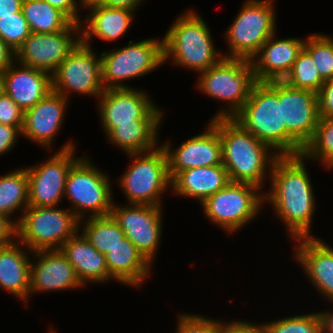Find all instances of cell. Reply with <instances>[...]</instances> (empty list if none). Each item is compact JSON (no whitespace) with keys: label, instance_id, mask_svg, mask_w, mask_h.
Wrapping results in <instances>:
<instances>
[{"label":"cell","instance_id":"6da1fadb","mask_svg":"<svg viewBox=\"0 0 333 333\" xmlns=\"http://www.w3.org/2000/svg\"><path fill=\"white\" fill-rule=\"evenodd\" d=\"M304 159L302 154L278 156L270 172L271 188L264 193L293 241L315 237L310 229L316 198Z\"/></svg>","mask_w":333,"mask_h":333},{"label":"cell","instance_id":"7a4b0ae2","mask_svg":"<svg viewBox=\"0 0 333 333\" xmlns=\"http://www.w3.org/2000/svg\"><path fill=\"white\" fill-rule=\"evenodd\" d=\"M208 122L219 132L222 165L230 181L252 184L261 189L266 177L270 178L272 165L279 155L233 118L211 119Z\"/></svg>","mask_w":333,"mask_h":333},{"label":"cell","instance_id":"3957f363","mask_svg":"<svg viewBox=\"0 0 333 333\" xmlns=\"http://www.w3.org/2000/svg\"><path fill=\"white\" fill-rule=\"evenodd\" d=\"M209 29L192 9L179 15L163 37L164 64L171 59L198 73L217 64L223 54L215 49Z\"/></svg>","mask_w":333,"mask_h":333},{"label":"cell","instance_id":"277c9868","mask_svg":"<svg viewBox=\"0 0 333 333\" xmlns=\"http://www.w3.org/2000/svg\"><path fill=\"white\" fill-rule=\"evenodd\" d=\"M233 119L279 156L286 155V124L279 101V81L256 82Z\"/></svg>","mask_w":333,"mask_h":333},{"label":"cell","instance_id":"5b68a950","mask_svg":"<svg viewBox=\"0 0 333 333\" xmlns=\"http://www.w3.org/2000/svg\"><path fill=\"white\" fill-rule=\"evenodd\" d=\"M198 74L197 86L202 93L227 102V108H220L212 119L233 118L248 100L256 83L251 61L244 58L223 57L217 64Z\"/></svg>","mask_w":333,"mask_h":333},{"label":"cell","instance_id":"8992f818","mask_svg":"<svg viewBox=\"0 0 333 333\" xmlns=\"http://www.w3.org/2000/svg\"><path fill=\"white\" fill-rule=\"evenodd\" d=\"M58 206L28 208L16 219V239L32 252L60 249L79 230V220ZM70 210V211H68Z\"/></svg>","mask_w":333,"mask_h":333},{"label":"cell","instance_id":"52a82bcc","mask_svg":"<svg viewBox=\"0 0 333 333\" xmlns=\"http://www.w3.org/2000/svg\"><path fill=\"white\" fill-rule=\"evenodd\" d=\"M127 155L131 164L117 180L128 203L161 206V195L171 188L164 148L158 145L150 151Z\"/></svg>","mask_w":333,"mask_h":333},{"label":"cell","instance_id":"ba28073f","mask_svg":"<svg viewBox=\"0 0 333 333\" xmlns=\"http://www.w3.org/2000/svg\"><path fill=\"white\" fill-rule=\"evenodd\" d=\"M105 172L92 165L87 156L80 159L70 168L64 197L72 204L70 210L80 221L86 213L88 217L108 216L113 205L111 181Z\"/></svg>","mask_w":333,"mask_h":333},{"label":"cell","instance_id":"9c48e42d","mask_svg":"<svg viewBox=\"0 0 333 333\" xmlns=\"http://www.w3.org/2000/svg\"><path fill=\"white\" fill-rule=\"evenodd\" d=\"M161 40H130L126 47L102 52L100 56L104 89L134 88L124 84V81L147 75L161 67L164 63L163 38Z\"/></svg>","mask_w":333,"mask_h":333},{"label":"cell","instance_id":"30bf717a","mask_svg":"<svg viewBox=\"0 0 333 333\" xmlns=\"http://www.w3.org/2000/svg\"><path fill=\"white\" fill-rule=\"evenodd\" d=\"M273 0H247L225 31L229 46L226 58L251 60L260 47L276 34V11Z\"/></svg>","mask_w":333,"mask_h":333},{"label":"cell","instance_id":"8fae6325","mask_svg":"<svg viewBox=\"0 0 333 333\" xmlns=\"http://www.w3.org/2000/svg\"><path fill=\"white\" fill-rule=\"evenodd\" d=\"M261 191L255 185L231 181L207 198L201 206L210 222L233 233L257 217L265 203L264 192Z\"/></svg>","mask_w":333,"mask_h":333},{"label":"cell","instance_id":"7c38bea8","mask_svg":"<svg viewBox=\"0 0 333 333\" xmlns=\"http://www.w3.org/2000/svg\"><path fill=\"white\" fill-rule=\"evenodd\" d=\"M279 101L286 124V155H299L318 124V95L279 81Z\"/></svg>","mask_w":333,"mask_h":333},{"label":"cell","instance_id":"4fadbf2b","mask_svg":"<svg viewBox=\"0 0 333 333\" xmlns=\"http://www.w3.org/2000/svg\"><path fill=\"white\" fill-rule=\"evenodd\" d=\"M104 90L101 56L80 41L52 74V91L66 99L69 92L98 99Z\"/></svg>","mask_w":333,"mask_h":333},{"label":"cell","instance_id":"5bb4252c","mask_svg":"<svg viewBox=\"0 0 333 333\" xmlns=\"http://www.w3.org/2000/svg\"><path fill=\"white\" fill-rule=\"evenodd\" d=\"M75 149V144L70 140L41 165L26 167L29 206H59L64 197L68 172L80 159L74 155Z\"/></svg>","mask_w":333,"mask_h":333},{"label":"cell","instance_id":"9a60e30c","mask_svg":"<svg viewBox=\"0 0 333 333\" xmlns=\"http://www.w3.org/2000/svg\"><path fill=\"white\" fill-rule=\"evenodd\" d=\"M80 41V24L73 22L61 32H31L15 51L16 62L52 75Z\"/></svg>","mask_w":333,"mask_h":333},{"label":"cell","instance_id":"2e32d148","mask_svg":"<svg viewBox=\"0 0 333 333\" xmlns=\"http://www.w3.org/2000/svg\"><path fill=\"white\" fill-rule=\"evenodd\" d=\"M124 206V207H123ZM162 206L146 204L112 205L110 215L128 238L152 264L162 237Z\"/></svg>","mask_w":333,"mask_h":333},{"label":"cell","instance_id":"e0dca14e","mask_svg":"<svg viewBox=\"0 0 333 333\" xmlns=\"http://www.w3.org/2000/svg\"><path fill=\"white\" fill-rule=\"evenodd\" d=\"M100 120L107 134L119 124L136 120H163V111L143 90L137 88L105 89L97 99Z\"/></svg>","mask_w":333,"mask_h":333},{"label":"cell","instance_id":"ac0fdd59","mask_svg":"<svg viewBox=\"0 0 333 333\" xmlns=\"http://www.w3.org/2000/svg\"><path fill=\"white\" fill-rule=\"evenodd\" d=\"M205 129L206 132L185 140L176 149L172 150L169 140L161 144L166 152L170 179L187 169L222 164L219 132L210 122Z\"/></svg>","mask_w":333,"mask_h":333},{"label":"cell","instance_id":"d6986e66","mask_svg":"<svg viewBox=\"0 0 333 333\" xmlns=\"http://www.w3.org/2000/svg\"><path fill=\"white\" fill-rule=\"evenodd\" d=\"M37 262L30 263L29 293L50 292L84 287L60 249L32 252Z\"/></svg>","mask_w":333,"mask_h":333},{"label":"cell","instance_id":"ffe728a7","mask_svg":"<svg viewBox=\"0 0 333 333\" xmlns=\"http://www.w3.org/2000/svg\"><path fill=\"white\" fill-rule=\"evenodd\" d=\"M305 41L297 37L279 40L272 35L250 60L256 82L283 81L304 49Z\"/></svg>","mask_w":333,"mask_h":333},{"label":"cell","instance_id":"44dd1931","mask_svg":"<svg viewBox=\"0 0 333 333\" xmlns=\"http://www.w3.org/2000/svg\"><path fill=\"white\" fill-rule=\"evenodd\" d=\"M68 99L51 91L45 98L24 112L22 135L37 145L52 150V143L62 127Z\"/></svg>","mask_w":333,"mask_h":333},{"label":"cell","instance_id":"7402d4cb","mask_svg":"<svg viewBox=\"0 0 333 333\" xmlns=\"http://www.w3.org/2000/svg\"><path fill=\"white\" fill-rule=\"evenodd\" d=\"M295 259L308 281L322 296L333 302V248L323 239L310 237L295 239ZM310 279V280H309Z\"/></svg>","mask_w":333,"mask_h":333},{"label":"cell","instance_id":"603a6c76","mask_svg":"<svg viewBox=\"0 0 333 333\" xmlns=\"http://www.w3.org/2000/svg\"><path fill=\"white\" fill-rule=\"evenodd\" d=\"M15 64L4 71V92L26 112L52 91V75Z\"/></svg>","mask_w":333,"mask_h":333},{"label":"cell","instance_id":"cb8c5ba5","mask_svg":"<svg viewBox=\"0 0 333 333\" xmlns=\"http://www.w3.org/2000/svg\"><path fill=\"white\" fill-rule=\"evenodd\" d=\"M61 252L73 266L83 286L88 282L102 283L111 278L106 265L105 255L94 248L79 230L69 237L61 246Z\"/></svg>","mask_w":333,"mask_h":333},{"label":"cell","instance_id":"d4e9b609","mask_svg":"<svg viewBox=\"0 0 333 333\" xmlns=\"http://www.w3.org/2000/svg\"><path fill=\"white\" fill-rule=\"evenodd\" d=\"M230 182L228 172L222 164L197 167L178 172L171 179V190L175 195L196 198L202 204Z\"/></svg>","mask_w":333,"mask_h":333},{"label":"cell","instance_id":"484cf974","mask_svg":"<svg viewBox=\"0 0 333 333\" xmlns=\"http://www.w3.org/2000/svg\"><path fill=\"white\" fill-rule=\"evenodd\" d=\"M87 12L89 13L85 15V21L80 23V28L81 41L88 46L94 36L109 42L120 39L130 28L135 13L125 8L105 5L92 7Z\"/></svg>","mask_w":333,"mask_h":333},{"label":"cell","instance_id":"4316f807","mask_svg":"<svg viewBox=\"0 0 333 333\" xmlns=\"http://www.w3.org/2000/svg\"><path fill=\"white\" fill-rule=\"evenodd\" d=\"M105 258L109 275L123 285L138 288L151 274L152 265L126 237L121 239Z\"/></svg>","mask_w":333,"mask_h":333},{"label":"cell","instance_id":"83f0119b","mask_svg":"<svg viewBox=\"0 0 333 333\" xmlns=\"http://www.w3.org/2000/svg\"><path fill=\"white\" fill-rule=\"evenodd\" d=\"M17 242L15 239L8 246L0 248V288L26 303L30 297L29 278L32 258L28 256L26 246Z\"/></svg>","mask_w":333,"mask_h":333},{"label":"cell","instance_id":"f1b7e54d","mask_svg":"<svg viewBox=\"0 0 333 333\" xmlns=\"http://www.w3.org/2000/svg\"><path fill=\"white\" fill-rule=\"evenodd\" d=\"M163 120H136L134 124H119L106 137L109 143L122 149L126 154L146 152L158 146V129Z\"/></svg>","mask_w":333,"mask_h":333},{"label":"cell","instance_id":"f546056e","mask_svg":"<svg viewBox=\"0 0 333 333\" xmlns=\"http://www.w3.org/2000/svg\"><path fill=\"white\" fill-rule=\"evenodd\" d=\"M21 11L33 33L61 32L72 23L63 12L44 0H23Z\"/></svg>","mask_w":333,"mask_h":333},{"label":"cell","instance_id":"4dcf8cb0","mask_svg":"<svg viewBox=\"0 0 333 333\" xmlns=\"http://www.w3.org/2000/svg\"><path fill=\"white\" fill-rule=\"evenodd\" d=\"M29 206V187L26 167L0 177V214L8 217Z\"/></svg>","mask_w":333,"mask_h":333},{"label":"cell","instance_id":"1f68e13d","mask_svg":"<svg viewBox=\"0 0 333 333\" xmlns=\"http://www.w3.org/2000/svg\"><path fill=\"white\" fill-rule=\"evenodd\" d=\"M79 225L83 228V230L79 228V231L103 255H106L125 237L123 230L111 215L87 217V220H80Z\"/></svg>","mask_w":333,"mask_h":333},{"label":"cell","instance_id":"d6a6232c","mask_svg":"<svg viewBox=\"0 0 333 333\" xmlns=\"http://www.w3.org/2000/svg\"><path fill=\"white\" fill-rule=\"evenodd\" d=\"M303 157L333 168V117L319 118L311 140L302 150Z\"/></svg>","mask_w":333,"mask_h":333},{"label":"cell","instance_id":"836d02e7","mask_svg":"<svg viewBox=\"0 0 333 333\" xmlns=\"http://www.w3.org/2000/svg\"><path fill=\"white\" fill-rule=\"evenodd\" d=\"M287 85L318 93L324 80L321 78L311 55L303 49L294 62L291 71L283 80Z\"/></svg>","mask_w":333,"mask_h":333},{"label":"cell","instance_id":"e575fe53","mask_svg":"<svg viewBox=\"0 0 333 333\" xmlns=\"http://www.w3.org/2000/svg\"><path fill=\"white\" fill-rule=\"evenodd\" d=\"M304 49L311 55L321 78L333 79V38L314 33L306 38Z\"/></svg>","mask_w":333,"mask_h":333},{"label":"cell","instance_id":"d590c367","mask_svg":"<svg viewBox=\"0 0 333 333\" xmlns=\"http://www.w3.org/2000/svg\"><path fill=\"white\" fill-rule=\"evenodd\" d=\"M269 322L262 324L265 333H322V324L317 312Z\"/></svg>","mask_w":333,"mask_h":333},{"label":"cell","instance_id":"8d00e7d4","mask_svg":"<svg viewBox=\"0 0 333 333\" xmlns=\"http://www.w3.org/2000/svg\"><path fill=\"white\" fill-rule=\"evenodd\" d=\"M30 33L22 11L13 16L0 17V38L13 50L17 51Z\"/></svg>","mask_w":333,"mask_h":333},{"label":"cell","instance_id":"74e56055","mask_svg":"<svg viewBox=\"0 0 333 333\" xmlns=\"http://www.w3.org/2000/svg\"><path fill=\"white\" fill-rule=\"evenodd\" d=\"M177 319L176 333H217L219 321L197 314H180Z\"/></svg>","mask_w":333,"mask_h":333},{"label":"cell","instance_id":"f35d334b","mask_svg":"<svg viewBox=\"0 0 333 333\" xmlns=\"http://www.w3.org/2000/svg\"><path fill=\"white\" fill-rule=\"evenodd\" d=\"M0 123L23 127L24 111L4 92L0 95Z\"/></svg>","mask_w":333,"mask_h":333},{"label":"cell","instance_id":"ab89813d","mask_svg":"<svg viewBox=\"0 0 333 333\" xmlns=\"http://www.w3.org/2000/svg\"><path fill=\"white\" fill-rule=\"evenodd\" d=\"M317 95L319 118L333 117V79L325 81Z\"/></svg>","mask_w":333,"mask_h":333},{"label":"cell","instance_id":"60d3db41","mask_svg":"<svg viewBox=\"0 0 333 333\" xmlns=\"http://www.w3.org/2000/svg\"><path fill=\"white\" fill-rule=\"evenodd\" d=\"M217 333H265L262 323L260 325L252 324L249 321H230L223 323L219 321Z\"/></svg>","mask_w":333,"mask_h":333},{"label":"cell","instance_id":"b9f144b4","mask_svg":"<svg viewBox=\"0 0 333 333\" xmlns=\"http://www.w3.org/2000/svg\"><path fill=\"white\" fill-rule=\"evenodd\" d=\"M22 128L0 123V155L8 153V151L16 146L18 135H22Z\"/></svg>","mask_w":333,"mask_h":333},{"label":"cell","instance_id":"7bdbcfd3","mask_svg":"<svg viewBox=\"0 0 333 333\" xmlns=\"http://www.w3.org/2000/svg\"><path fill=\"white\" fill-rule=\"evenodd\" d=\"M52 7L59 9L63 12L73 23L80 24L82 20L78 15L81 5H78L77 0H44ZM80 6V8H78Z\"/></svg>","mask_w":333,"mask_h":333},{"label":"cell","instance_id":"ee69618b","mask_svg":"<svg viewBox=\"0 0 333 333\" xmlns=\"http://www.w3.org/2000/svg\"><path fill=\"white\" fill-rule=\"evenodd\" d=\"M16 239V221L0 214V248L8 246Z\"/></svg>","mask_w":333,"mask_h":333},{"label":"cell","instance_id":"f6af8a7d","mask_svg":"<svg viewBox=\"0 0 333 333\" xmlns=\"http://www.w3.org/2000/svg\"><path fill=\"white\" fill-rule=\"evenodd\" d=\"M16 52L0 38V71H5L16 62Z\"/></svg>","mask_w":333,"mask_h":333},{"label":"cell","instance_id":"bcb514c9","mask_svg":"<svg viewBox=\"0 0 333 333\" xmlns=\"http://www.w3.org/2000/svg\"><path fill=\"white\" fill-rule=\"evenodd\" d=\"M23 0H0V17L13 16L21 12Z\"/></svg>","mask_w":333,"mask_h":333},{"label":"cell","instance_id":"7dc6e473","mask_svg":"<svg viewBox=\"0 0 333 333\" xmlns=\"http://www.w3.org/2000/svg\"><path fill=\"white\" fill-rule=\"evenodd\" d=\"M142 0H107L105 6L112 8H125L131 11H136Z\"/></svg>","mask_w":333,"mask_h":333},{"label":"cell","instance_id":"c3c4849f","mask_svg":"<svg viewBox=\"0 0 333 333\" xmlns=\"http://www.w3.org/2000/svg\"><path fill=\"white\" fill-rule=\"evenodd\" d=\"M322 324V333H333V311L318 312Z\"/></svg>","mask_w":333,"mask_h":333},{"label":"cell","instance_id":"681fc988","mask_svg":"<svg viewBox=\"0 0 333 333\" xmlns=\"http://www.w3.org/2000/svg\"><path fill=\"white\" fill-rule=\"evenodd\" d=\"M78 4L81 5L82 9H90L92 7L95 6H99V5H105L107 3V0H78Z\"/></svg>","mask_w":333,"mask_h":333},{"label":"cell","instance_id":"f907efd6","mask_svg":"<svg viewBox=\"0 0 333 333\" xmlns=\"http://www.w3.org/2000/svg\"><path fill=\"white\" fill-rule=\"evenodd\" d=\"M4 93V71H0V95Z\"/></svg>","mask_w":333,"mask_h":333},{"label":"cell","instance_id":"816d5d0a","mask_svg":"<svg viewBox=\"0 0 333 333\" xmlns=\"http://www.w3.org/2000/svg\"><path fill=\"white\" fill-rule=\"evenodd\" d=\"M50 333H55L54 330H52V328L49 329Z\"/></svg>","mask_w":333,"mask_h":333}]
</instances>
